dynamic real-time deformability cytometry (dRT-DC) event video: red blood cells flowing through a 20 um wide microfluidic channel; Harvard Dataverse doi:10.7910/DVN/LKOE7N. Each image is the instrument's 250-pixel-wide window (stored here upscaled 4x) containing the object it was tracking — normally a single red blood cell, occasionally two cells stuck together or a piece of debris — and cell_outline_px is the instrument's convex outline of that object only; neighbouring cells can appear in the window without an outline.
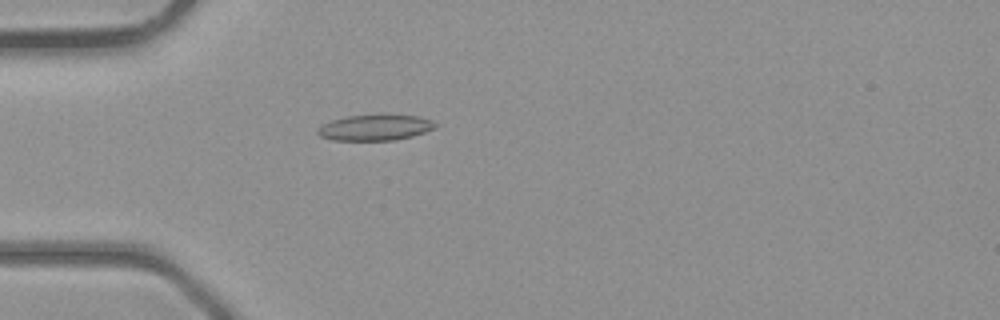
{"species": "common noctule bat (a hibernating species)", "species_latin": "Nyctalus noctula", "temperature_condition": "room temperature", "stored_images_in_passage": 3, "camera_frame_rate_fps": 3000, "um_per_image_px": 0.085, "animal": {"sex": "male", "body_mass_g": 23.1, "forearm_length_mm": 52.7}, "frame": {"image": 1, "passage_image": 3, "time_ms": 2.333, "image_size_px": [1000, 320], "cell_outline_px": [[436, 128], [412, 136], [396, 140], [332, 140], [320, 136], [316, 132], [316, 128], [332, 120], [348, 116], [380, 112], [416, 116], [432, 120], [436, 124]], "centroid_in_image_um": [31.89, 10.81], "position_along_channel_um": 53.1, "area_um2": 18.26}}